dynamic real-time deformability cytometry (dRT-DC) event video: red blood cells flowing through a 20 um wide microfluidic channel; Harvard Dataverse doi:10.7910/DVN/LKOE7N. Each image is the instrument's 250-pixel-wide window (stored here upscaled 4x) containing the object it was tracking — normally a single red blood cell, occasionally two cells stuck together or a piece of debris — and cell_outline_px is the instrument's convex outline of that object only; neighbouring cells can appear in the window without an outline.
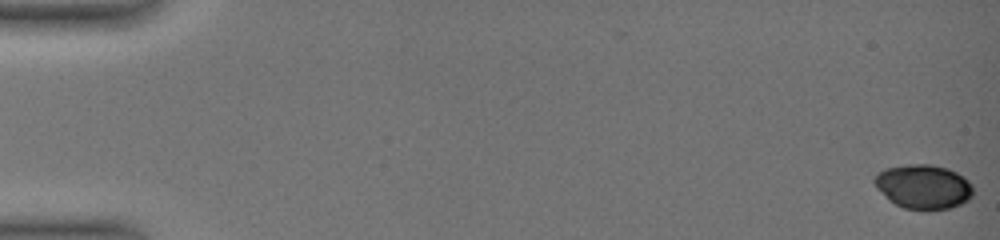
{"species": "common noctule bat (a hibernating species)", "species_latin": "Nyctalus noctula", "temperature_condition": "warm", "stored_images_in_passage": 51, "camera_frame_rate_fps": 3000, "um_per_image_px": 0.085, "animal": {"sex": "female", "body_mass_g": 19.0, "forearm_length_mm": 51.5}, "frame": {"image": 1, "passage_image": 1, "time_ms": 0.0, "image_size_px": [1000, 240], "cell_outline_px": [[972, 196], [968, 200], [960, 204], [948, 208], [928, 212], [924, 212], [904, 208], [896, 204], [876, 184], [876, 172], [884, 168], [908, 164], [932, 164], [948, 168], [964, 176], [972, 184]], "centroid_in_image_um": [78.55, 15.87], "position_along_channel_um": 6.4, "area_um2": 25.49}}
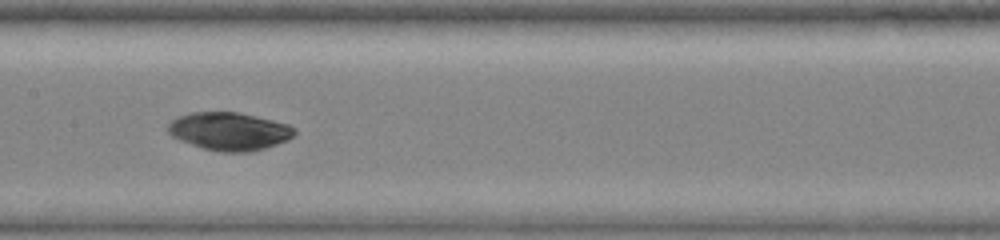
{"frame": {"image": 2, "passage_image": 29, "time_ms": 9.333, "image_size_px": [1000, 240], "cell_outline_px": [[296, 132], [288, 140], [252, 152], [220, 152], [204, 148], [180, 140], [172, 136], [168, 132], [168, 124], [176, 116], [192, 112], [240, 112], [288, 124], [296, 128]], "centroid_in_image_um": [19.49, 11.15], "position_along_channel_um": 187.9, "area_um2": 27.98}}
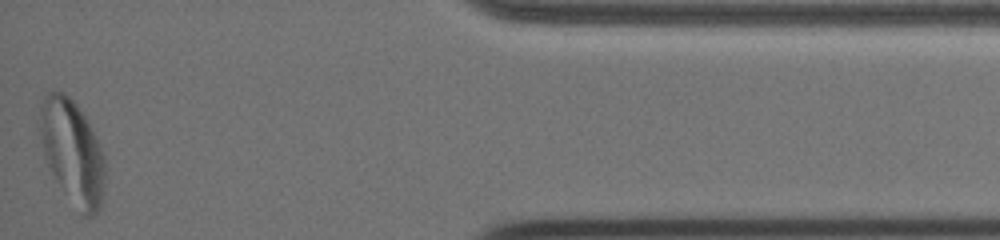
{"frame": {"image": 3, "passage_image": 51, "time_ms": 16.667, "image_size_px": [1000, 240], "cell_outline_px": [[104, 196], [100, 208], [96, 216], [80, 216], [48, 168], [44, 156], [36, 124], [40, 104], [44, 96], [48, 92], [64, 92], [76, 104], [88, 120], [100, 144], [104, 156]], "centroid_in_image_um": [6.12, 12.93], "position_along_channel_um": 429.1, "area_um2": 40.58}, "authors_computed_cell_mechanics": {"area_um2": 27.9174, "velocity_mm_per_s": 3.8948, "shape_relaxation_time_tau1_ms": 3.4452, "shape_relaxation_time_tau2_ms": null, "deformation_change_tau1": 0.1012, "deformation_change_tau2": null}}